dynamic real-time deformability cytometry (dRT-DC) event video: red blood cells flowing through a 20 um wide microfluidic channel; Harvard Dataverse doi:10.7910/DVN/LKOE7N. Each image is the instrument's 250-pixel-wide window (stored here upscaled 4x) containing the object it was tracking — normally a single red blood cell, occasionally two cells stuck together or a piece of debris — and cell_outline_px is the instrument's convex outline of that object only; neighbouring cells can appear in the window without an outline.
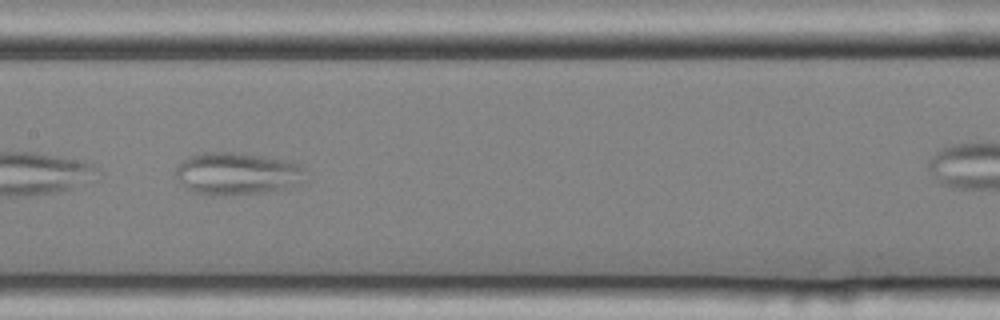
{"species": "common noctule bat (a hibernating species)", "species_latin": "Nyctalus noctula", "temperature_condition": "cold", "stored_images_in_passage": 11, "camera_frame_rate_fps": 3000, "um_per_image_px": 0.085, "animal": {"sex": "female", "body_mass_g": 25.1}, "frame": {"image": 1, "passage_image": 8, "time_ms": 2.333, "image_size_px": [1000, 320], "cell_outline_px": [[308, 180], [284, 188], [260, 192], [212, 196], [196, 192], [188, 188], [176, 176], [176, 168], [184, 160], [192, 156], [204, 152], [232, 152], [292, 160], [300, 164], [304, 168]], "centroid_in_image_um": [20.23, 14.74], "position_along_channel_um": 187.2, "area_um2": 31.79}}